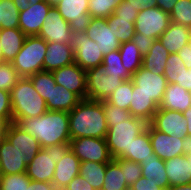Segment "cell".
Instances as JSON below:
<instances>
[{"label":"cell","mask_w":191,"mask_h":190,"mask_svg":"<svg viewBox=\"0 0 191 190\" xmlns=\"http://www.w3.org/2000/svg\"><path fill=\"white\" fill-rule=\"evenodd\" d=\"M14 123L34 136L41 148L71 141L67 111L47 110L41 116L17 119Z\"/></svg>","instance_id":"cell-1"},{"label":"cell","mask_w":191,"mask_h":190,"mask_svg":"<svg viewBox=\"0 0 191 190\" xmlns=\"http://www.w3.org/2000/svg\"><path fill=\"white\" fill-rule=\"evenodd\" d=\"M107 131L103 101L82 99L69 112L71 139L79 137L105 138Z\"/></svg>","instance_id":"cell-2"},{"label":"cell","mask_w":191,"mask_h":190,"mask_svg":"<svg viewBox=\"0 0 191 190\" xmlns=\"http://www.w3.org/2000/svg\"><path fill=\"white\" fill-rule=\"evenodd\" d=\"M148 124L144 119L133 116L124 121L109 122L105 140L112 159H127L130 144L135 137L147 129Z\"/></svg>","instance_id":"cell-3"},{"label":"cell","mask_w":191,"mask_h":190,"mask_svg":"<svg viewBox=\"0 0 191 190\" xmlns=\"http://www.w3.org/2000/svg\"><path fill=\"white\" fill-rule=\"evenodd\" d=\"M12 122L27 117H38L48 109L46 101L34 89L28 77H21L10 92Z\"/></svg>","instance_id":"cell-4"},{"label":"cell","mask_w":191,"mask_h":190,"mask_svg":"<svg viewBox=\"0 0 191 190\" xmlns=\"http://www.w3.org/2000/svg\"><path fill=\"white\" fill-rule=\"evenodd\" d=\"M70 149V143L41 148L27 163V176L32 181L52 183L56 162L60 161Z\"/></svg>","instance_id":"cell-5"},{"label":"cell","mask_w":191,"mask_h":190,"mask_svg":"<svg viewBox=\"0 0 191 190\" xmlns=\"http://www.w3.org/2000/svg\"><path fill=\"white\" fill-rule=\"evenodd\" d=\"M47 42L39 36H27L19 53L12 61L20 77H29L43 71Z\"/></svg>","instance_id":"cell-6"},{"label":"cell","mask_w":191,"mask_h":190,"mask_svg":"<svg viewBox=\"0 0 191 190\" xmlns=\"http://www.w3.org/2000/svg\"><path fill=\"white\" fill-rule=\"evenodd\" d=\"M123 82L120 77L107 75L103 65L86 71V99L105 101Z\"/></svg>","instance_id":"cell-7"},{"label":"cell","mask_w":191,"mask_h":190,"mask_svg":"<svg viewBox=\"0 0 191 190\" xmlns=\"http://www.w3.org/2000/svg\"><path fill=\"white\" fill-rule=\"evenodd\" d=\"M70 44L74 51V61L83 70L102 65L104 56L100 48L85 33L72 32Z\"/></svg>","instance_id":"cell-8"},{"label":"cell","mask_w":191,"mask_h":190,"mask_svg":"<svg viewBox=\"0 0 191 190\" xmlns=\"http://www.w3.org/2000/svg\"><path fill=\"white\" fill-rule=\"evenodd\" d=\"M170 15L159 7L143 9L134 22L135 32L158 39L170 24Z\"/></svg>","instance_id":"cell-9"},{"label":"cell","mask_w":191,"mask_h":190,"mask_svg":"<svg viewBox=\"0 0 191 190\" xmlns=\"http://www.w3.org/2000/svg\"><path fill=\"white\" fill-rule=\"evenodd\" d=\"M70 147L81 162L109 163L112 160L105 138L79 137L71 139Z\"/></svg>","instance_id":"cell-10"},{"label":"cell","mask_w":191,"mask_h":190,"mask_svg":"<svg viewBox=\"0 0 191 190\" xmlns=\"http://www.w3.org/2000/svg\"><path fill=\"white\" fill-rule=\"evenodd\" d=\"M133 88L137 93H144L155 101L159 106L163 94L168 85L167 79L163 74H155L142 66L132 75Z\"/></svg>","instance_id":"cell-11"},{"label":"cell","mask_w":191,"mask_h":190,"mask_svg":"<svg viewBox=\"0 0 191 190\" xmlns=\"http://www.w3.org/2000/svg\"><path fill=\"white\" fill-rule=\"evenodd\" d=\"M88 5L89 0H61L55 8L70 24L72 32L84 33L92 19Z\"/></svg>","instance_id":"cell-12"},{"label":"cell","mask_w":191,"mask_h":190,"mask_svg":"<svg viewBox=\"0 0 191 190\" xmlns=\"http://www.w3.org/2000/svg\"><path fill=\"white\" fill-rule=\"evenodd\" d=\"M38 36L43 38L47 43L70 44L72 30L70 24L65 21L55 7H52L44 20Z\"/></svg>","instance_id":"cell-13"},{"label":"cell","mask_w":191,"mask_h":190,"mask_svg":"<svg viewBox=\"0 0 191 190\" xmlns=\"http://www.w3.org/2000/svg\"><path fill=\"white\" fill-rule=\"evenodd\" d=\"M150 124L169 136L185 138L188 136L187 120L182 112L160 109L155 112Z\"/></svg>","instance_id":"cell-14"},{"label":"cell","mask_w":191,"mask_h":190,"mask_svg":"<svg viewBox=\"0 0 191 190\" xmlns=\"http://www.w3.org/2000/svg\"><path fill=\"white\" fill-rule=\"evenodd\" d=\"M84 33L89 39L96 42L103 56L112 51L119 50L121 46L112 28H109L106 18H92Z\"/></svg>","instance_id":"cell-15"},{"label":"cell","mask_w":191,"mask_h":190,"mask_svg":"<svg viewBox=\"0 0 191 190\" xmlns=\"http://www.w3.org/2000/svg\"><path fill=\"white\" fill-rule=\"evenodd\" d=\"M52 75L57 85L64 86L67 90L77 94L81 99H86V71L75 62L53 70Z\"/></svg>","instance_id":"cell-16"},{"label":"cell","mask_w":191,"mask_h":190,"mask_svg":"<svg viewBox=\"0 0 191 190\" xmlns=\"http://www.w3.org/2000/svg\"><path fill=\"white\" fill-rule=\"evenodd\" d=\"M149 137L153 153L162 160H168L184 154L182 137L169 136L166 133L156 130L150 123Z\"/></svg>","instance_id":"cell-17"},{"label":"cell","mask_w":191,"mask_h":190,"mask_svg":"<svg viewBox=\"0 0 191 190\" xmlns=\"http://www.w3.org/2000/svg\"><path fill=\"white\" fill-rule=\"evenodd\" d=\"M52 8L45 0L30 5L26 10L19 12V29L26 36H38L44 20Z\"/></svg>","instance_id":"cell-18"},{"label":"cell","mask_w":191,"mask_h":190,"mask_svg":"<svg viewBox=\"0 0 191 190\" xmlns=\"http://www.w3.org/2000/svg\"><path fill=\"white\" fill-rule=\"evenodd\" d=\"M28 162V157L17 150L7 138L0 143L1 174L25 173Z\"/></svg>","instance_id":"cell-19"},{"label":"cell","mask_w":191,"mask_h":190,"mask_svg":"<svg viewBox=\"0 0 191 190\" xmlns=\"http://www.w3.org/2000/svg\"><path fill=\"white\" fill-rule=\"evenodd\" d=\"M81 161L70 149L65 156L56 162L52 184L58 189L63 190L74 177L79 175Z\"/></svg>","instance_id":"cell-20"},{"label":"cell","mask_w":191,"mask_h":190,"mask_svg":"<svg viewBox=\"0 0 191 190\" xmlns=\"http://www.w3.org/2000/svg\"><path fill=\"white\" fill-rule=\"evenodd\" d=\"M74 51L71 44L57 42L47 43V52L43 61V71L52 72L64 66L73 64Z\"/></svg>","instance_id":"cell-21"},{"label":"cell","mask_w":191,"mask_h":190,"mask_svg":"<svg viewBox=\"0 0 191 190\" xmlns=\"http://www.w3.org/2000/svg\"><path fill=\"white\" fill-rule=\"evenodd\" d=\"M6 138L17 150L25 154L29 161L41 150L39 141L13 122L8 126Z\"/></svg>","instance_id":"cell-22"},{"label":"cell","mask_w":191,"mask_h":190,"mask_svg":"<svg viewBox=\"0 0 191 190\" xmlns=\"http://www.w3.org/2000/svg\"><path fill=\"white\" fill-rule=\"evenodd\" d=\"M170 186L191 183V164L186 154L164 160Z\"/></svg>","instance_id":"cell-23"},{"label":"cell","mask_w":191,"mask_h":190,"mask_svg":"<svg viewBox=\"0 0 191 190\" xmlns=\"http://www.w3.org/2000/svg\"><path fill=\"white\" fill-rule=\"evenodd\" d=\"M189 107L191 99L188 91L176 83L168 84L159 108L183 113Z\"/></svg>","instance_id":"cell-24"},{"label":"cell","mask_w":191,"mask_h":190,"mask_svg":"<svg viewBox=\"0 0 191 190\" xmlns=\"http://www.w3.org/2000/svg\"><path fill=\"white\" fill-rule=\"evenodd\" d=\"M190 28L170 22L168 29L158 38L169 54L178 53L188 44Z\"/></svg>","instance_id":"cell-25"},{"label":"cell","mask_w":191,"mask_h":190,"mask_svg":"<svg viewBox=\"0 0 191 190\" xmlns=\"http://www.w3.org/2000/svg\"><path fill=\"white\" fill-rule=\"evenodd\" d=\"M82 99L64 86H52L50 98L46 100L48 110L70 112Z\"/></svg>","instance_id":"cell-26"},{"label":"cell","mask_w":191,"mask_h":190,"mask_svg":"<svg viewBox=\"0 0 191 190\" xmlns=\"http://www.w3.org/2000/svg\"><path fill=\"white\" fill-rule=\"evenodd\" d=\"M27 36L19 28L1 29L3 61L12 62L21 50Z\"/></svg>","instance_id":"cell-27"},{"label":"cell","mask_w":191,"mask_h":190,"mask_svg":"<svg viewBox=\"0 0 191 190\" xmlns=\"http://www.w3.org/2000/svg\"><path fill=\"white\" fill-rule=\"evenodd\" d=\"M140 165L142 167V176L149 180L153 178V181L156 182L157 186L161 187L163 190H167L170 185L166 174L164 160L153 153L150 155V158L142 160Z\"/></svg>","instance_id":"cell-28"},{"label":"cell","mask_w":191,"mask_h":190,"mask_svg":"<svg viewBox=\"0 0 191 190\" xmlns=\"http://www.w3.org/2000/svg\"><path fill=\"white\" fill-rule=\"evenodd\" d=\"M159 106L152 97L144 93H137L133 88L129 111L133 117L144 119L150 123Z\"/></svg>","instance_id":"cell-29"},{"label":"cell","mask_w":191,"mask_h":190,"mask_svg":"<svg viewBox=\"0 0 191 190\" xmlns=\"http://www.w3.org/2000/svg\"><path fill=\"white\" fill-rule=\"evenodd\" d=\"M169 52L163 44L156 39L150 51L143 56L142 67L155 74H164Z\"/></svg>","instance_id":"cell-30"},{"label":"cell","mask_w":191,"mask_h":190,"mask_svg":"<svg viewBox=\"0 0 191 190\" xmlns=\"http://www.w3.org/2000/svg\"><path fill=\"white\" fill-rule=\"evenodd\" d=\"M153 154V148L149 137V124L147 129L135 137L130 144V152L126 160L141 163L142 160L150 158Z\"/></svg>","instance_id":"cell-31"},{"label":"cell","mask_w":191,"mask_h":190,"mask_svg":"<svg viewBox=\"0 0 191 190\" xmlns=\"http://www.w3.org/2000/svg\"><path fill=\"white\" fill-rule=\"evenodd\" d=\"M106 166L107 163L94 161L81 162L79 175L86 179L95 190H101L104 183Z\"/></svg>","instance_id":"cell-32"},{"label":"cell","mask_w":191,"mask_h":190,"mask_svg":"<svg viewBox=\"0 0 191 190\" xmlns=\"http://www.w3.org/2000/svg\"><path fill=\"white\" fill-rule=\"evenodd\" d=\"M122 65L133 75L141 66L143 55L132 41L122 43L119 48Z\"/></svg>","instance_id":"cell-33"},{"label":"cell","mask_w":191,"mask_h":190,"mask_svg":"<svg viewBox=\"0 0 191 190\" xmlns=\"http://www.w3.org/2000/svg\"><path fill=\"white\" fill-rule=\"evenodd\" d=\"M121 166L112 159L106 166L104 183L101 190H128Z\"/></svg>","instance_id":"cell-34"},{"label":"cell","mask_w":191,"mask_h":190,"mask_svg":"<svg viewBox=\"0 0 191 190\" xmlns=\"http://www.w3.org/2000/svg\"><path fill=\"white\" fill-rule=\"evenodd\" d=\"M106 19L109 28H112L115 37L121 44L131 41L135 34V26L133 22H130V19L119 18L114 13Z\"/></svg>","instance_id":"cell-35"},{"label":"cell","mask_w":191,"mask_h":190,"mask_svg":"<svg viewBox=\"0 0 191 190\" xmlns=\"http://www.w3.org/2000/svg\"><path fill=\"white\" fill-rule=\"evenodd\" d=\"M121 60L119 50H115L104 55L102 65L106 71V74L114 77H120L123 81L131 80L132 75L122 65Z\"/></svg>","instance_id":"cell-36"},{"label":"cell","mask_w":191,"mask_h":190,"mask_svg":"<svg viewBox=\"0 0 191 190\" xmlns=\"http://www.w3.org/2000/svg\"><path fill=\"white\" fill-rule=\"evenodd\" d=\"M186 70L185 64L177 53L169 54L163 75L167 79L168 84L176 83L181 86L182 76Z\"/></svg>","instance_id":"cell-37"},{"label":"cell","mask_w":191,"mask_h":190,"mask_svg":"<svg viewBox=\"0 0 191 190\" xmlns=\"http://www.w3.org/2000/svg\"><path fill=\"white\" fill-rule=\"evenodd\" d=\"M19 12L13 0H0V30L19 28Z\"/></svg>","instance_id":"cell-38"},{"label":"cell","mask_w":191,"mask_h":190,"mask_svg":"<svg viewBox=\"0 0 191 190\" xmlns=\"http://www.w3.org/2000/svg\"><path fill=\"white\" fill-rule=\"evenodd\" d=\"M133 91V81H123L107 99V101L113 105H116L122 109L129 110L131 97Z\"/></svg>","instance_id":"cell-39"},{"label":"cell","mask_w":191,"mask_h":190,"mask_svg":"<svg viewBox=\"0 0 191 190\" xmlns=\"http://www.w3.org/2000/svg\"><path fill=\"white\" fill-rule=\"evenodd\" d=\"M28 78L31 80L34 89L45 101L50 98L52 86L56 85L52 72L41 71L29 76Z\"/></svg>","instance_id":"cell-40"},{"label":"cell","mask_w":191,"mask_h":190,"mask_svg":"<svg viewBox=\"0 0 191 190\" xmlns=\"http://www.w3.org/2000/svg\"><path fill=\"white\" fill-rule=\"evenodd\" d=\"M122 0H89L88 12L92 18H107Z\"/></svg>","instance_id":"cell-41"},{"label":"cell","mask_w":191,"mask_h":190,"mask_svg":"<svg viewBox=\"0 0 191 190\" xmlns=\"http://www.w3.org/2000/svg\"><path fill=\"white\" fill-rule=\"evenodd\" d=\"M169 15L171 22L191 29V0H178Z\"/></svg>","instance_id":"cell-42"},{"label":"cell","mask_w":191,"mask_h":190,"mask_svg":"<svg viewBox=\"0 0 191 190\" xmlns=\"http://www.w3.org/2000/svg\"><path fill=\"white\" fill-rule=\"evenodd\" d=\"M31 179L25 173L1 174L0 190H27Z\"/></svg>","instance_id":"cell-43"},{"label":"cell","mask_w":191,"mask_h":190,"mask_svg":"<svg viewBox=\"0 0 191 190\" xmlns=\"http://www.w3.org/2000/svg\"><path fill=\"white\" fill-rule=\"evenodd\" d=\"M21 77L13 67L12 62H0V89L11 92V89Z\"/></svg>","instance_id":"cell-44"},{"label":"cell","mask_w":191,"mask_h":190,"mask_svg":"<svg viewBox=\"0 0 191 190\" xmlns=\"http://www.w3.org/2000/svg\"><path fill=\"white\" fill-rule=\"evenodd\" d=\"M114 160L121 166L126 184L128 188H130L142 176V167L140 163L123 158H116Z\"/></svg>","instance_id":"cell-45"},{"label":"cell","mask_w":191,"mask_h":190,"mask_svg":"<svg viewBox=\"0 0 191 190\" xmlns=\"http://www.w3.org/2000/svg\"><path fill=\"white\" fill-rule=\"evenodd\" d=\"M103 108L106 115V123L124 121L132 117L129 110L122 109L116 105L103 101Z\"/></svg>","instance_id":"cell-46"},{"label":"cell","mask_w":191,"mask_h":190,"mask_svg":"<svg viewBox=\"0 0 191 190\" xmlns=\"http://www.w3.org/2000/svg\"><path fill=\"white\" fill-rule=\"evenodd\" d=\"M114 14L119 18L130 19V22L134 23L139 12L136 10V7L126 0H122L116 7Z\"/></svg>","instance_id":"cell-47"},{"label":"cell","mask_w":191,"mask_h":190,"mask_svg":"<svg viewBox=\"0 0 191 190\" xmlns=\"http://www.w3.org/2000/svg\"><path fill=\"white\" fill-rule=\"evenodd\" d=\"M0 119H12L10 92L0 89Z\"/></svg>","instance_id":"cell-48"},{"label":"cell","mask_w":191,"mask_h":190,"mask_svg":"<svg viewBox=\"0 0 191 190\" xmlns=\"http://www.w3.org/2000/svg\"><path fill=\"white\" fill-rule=\"evenodd\" d=\"M132 42L136 44L141 54L144 56L150 51V48L155 41L154 38H149L146 35L135 32L134 36L131 39Z\"/></svg>","instance_id":"cell-49"},{"label":"cell","mask_w":191,"mask_h":190,"mask_svg":"<svg viewBox=\"0 0 191 190\" xmlns=\"http://www.w3.org/2000/svg\"><path fill=\"white\" fill-rule=\"evenodd\" d=\"M130 190H163L161 187L157 186L156 182L141 176L130 188Z\"/></svg>","instance_id":"cell-50"},{"label":"cell","mask_w":191,"mask_h":190,"mask_svg":"<svg viewBox=\"0 0 191 190\" xmlns=\"http://www.w3.org/2000/svg\"><path fill=\"white\" fill-rule=\"evenodd\" d=\"M63 190H95L86 179L78 175Z\"/></svg>","instance_id":"cell-51"},{"label":"cell","mask_w":191,"mask_h":190,"mask_svg":"<svg viewBox=\"0 0 191 190\" xmlns=\"http://www.w3.org/2000/svg\"><path fill=\"white\" fill-rule=\"evenodd\" d=\"M128 3L136 7L138 12L150 7H157V0H126Z\"/></svg>","instance_id":"cell-52"},{"label":"cell","mask_w":191,"mask_h":190,"mask_svg":"<svg viewBox=\"0 0 191 190\" xmlns=\"http://www.w3.org/2000/svg\"><path fill=\"white\" fill-rule=\"evenodd\" d=\"M27 190H58L52 183L41 181H30Z\"/></svg>","instance_id":"cell-53"},{"label":"cell","mask_w":191,"mask_h":190,"mask_svg":"<svg viewBox=\"0 0 191 190\" xmlns=\"http://www.w3.org/2000/svg\"><path fill=\"white\" fill-rule=\"evenodd\" d=\"M177 54L182 59L186 68H191V49L189 48V45L186 44L185 47L181 49Z\"/></svg>","instance_id":"cell-54"},{"label":"cell","mask_w":191,"mask_h":190,"mask_svg":"<svg viewBox=\"0 0 191 190\" xmlns=\"http://www.w3.org/2000/svg\"><path fill=\"white\" fill-rule=\"evenodd\" d=\"M177 1L178 0H157V7L170 14Z\"/></svg>","instance_id":"cell-55"},{"label":"cell","mask_w":191,"mask_h":190,"mask_svg":"<svg viewBox=\"0 0 191 190\" xmlns=\"http://www.w3.org/2000/svg\"><path fill=\"white\" fill-rule=\"evenodd\" d=\"M43 0H13L16 8L19 11L26 10L30 5H35Z\"/></svg>","instance_id":"cell-56"},{"label":"cell","mask_w":191,"mask_h":190,"mask_svg":"<svg viewBox=\"0 0 191 190\" xmlns=\"http://www.w3.org/2000/svg\"><path fill=\"white\" fill-rule=\"evenodd\" d=\"M181 87L185 88L187 91L191 90V68L184 71Z\"/></svg>","instance_id":"cell-57"},{"label":"cell","mask_w":191,"mask_h":190,"mask_svg":"<svg viewBox=\"0 0 191 190\" xmlns=\"http://www.w3.org/2000/svg\"><path fill=\"white\" fill-rule=\"evenodd\" d=\"M12 119H0V143L6 138V132Z\"/></svg>","instance_id":"cell-58"},{"label":"cell","mask_w":191,"mask_h":190,"mask_svg":"<svg viewBox=\"0 0 191 190\" xmlns=\"http://www.w3.org/2000/svg\"><path fill=\"white\" fill-rule=\"evenodd\" d=\"M182 146L184 149V154L188 157V162L191 164V136L188 135L185 138H183Z\"/></svg>","instance_id":"cell-59"},{"label":"cell","mask_w":191,"mask_h":190,"mask_svg":"<svg viewBox=\"0 0 191 190\" xmlns=\"http://www.w3.org/2000/svg\"><path fill=\"white\" fill-rule=\"evenodd\" d=\"M183 116H184L185 119L187 120V131H188V135L191 136V107L187 108V109L183 112Z\"/></svg>","instance_id":"cell-60"},{"label":"cell","mask_w":191,"mask_h":190,"mask_svg":"<svg viewBox=\"0 0 191 190\" xmlns=\"http://www.w3.org/2000/svg\"><path fill=\"white\" fill-rule=\"evenodd\" d=\"M167 190H191V183L169 186Z\"/></svg>","instance_id":"cell-61"},{"label":"cell","mask_w":191,"mask_h":190,"mask_svg":"<svg viewBox=\"0 0 191 190\" xmlns=\"http://www.w3.org/2000/svg\"><path fill=\"white\" fill-rule=\"evenodd\" d=\"M49 5H51L52 7H55L56 5H58L61 0H45Z\"/></svg>","instance_id":"cell-62"},{"label":"cell","mask_w":191,"mask_h":190,"mask_svg":"<svg viewBox=\"0 0 191 190\" xmlns=\"http://www.w3.org/2000/svg\"><path fill=\"white\" fill-rule=\"evenodd\" d=\"M0 62H3V53H2L1 41H0Z\"/></svg>","instance_id":"cell-63"},{"label":"cell","mask_w":191,"mask_h":190,"mask_svg":"<svg viewBox=\"0 0 191 190\" xmlns=\"http://www.w3.org/2000/svg\"><path fill=\"white\" fill-rule=\"evenodd\" d=\"M188 45H189V48L191 49V30H190V35H189V39H188Z\"/></svg>","instance_id":"cell-64"},{"label":"cell","mask_w":191,"mask_h":190,"mask_svg":"<svg viewBox=\"0 0 191 190\" xmlns=\"http://www.w3.org/2000/svg\"><path fill=\"white\" fill-rule=\"evenodd\" d=\"M188 93H189V96H190V99H191V90H190V91H188Z\"/></svg>","instance_id":"cell-65"}]
</instances>
